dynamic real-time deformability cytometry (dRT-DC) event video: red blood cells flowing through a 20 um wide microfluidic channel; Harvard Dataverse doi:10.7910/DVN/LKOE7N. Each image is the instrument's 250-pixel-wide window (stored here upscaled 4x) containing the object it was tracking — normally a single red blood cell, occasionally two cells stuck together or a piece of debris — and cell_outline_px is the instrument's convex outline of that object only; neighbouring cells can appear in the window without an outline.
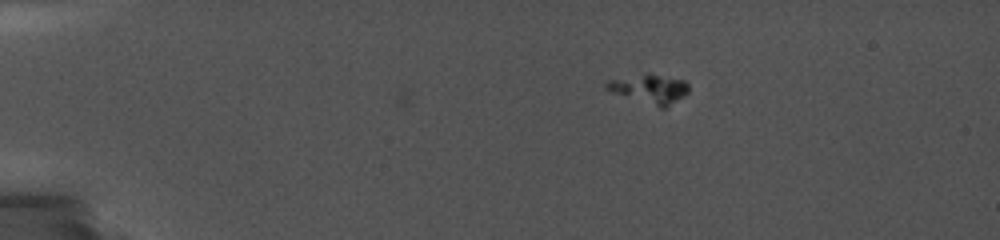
{"species": "common noctule bat (a hibernating species)", "species_latin": "Nyctalus noctula", "temperature_condition": "cold", "stored_images_in_passage": 6, "camera_frame_rate_fps": 5000, "um_per_image_px": 0.085, "animal": {"sex": "female", "body_mass_g": 19.0, "forearm_length_mm": 56.7}, "frame": {"image": 1, "passage_image": 6, "time_ms": 2.0, "image_size_px": [1000, 240], "cell_outline_px": [[688, 92], [684, 96], [664, 108], [660, 108], [612, 92], [604, 88], [604, 84], [608, 80], [648, 72], [684, 80], [688, 84]], "centroid_in_image_um": [55.2, 7.53], "position_along_channel_um": 29.8, "area_um2": 13.99}}